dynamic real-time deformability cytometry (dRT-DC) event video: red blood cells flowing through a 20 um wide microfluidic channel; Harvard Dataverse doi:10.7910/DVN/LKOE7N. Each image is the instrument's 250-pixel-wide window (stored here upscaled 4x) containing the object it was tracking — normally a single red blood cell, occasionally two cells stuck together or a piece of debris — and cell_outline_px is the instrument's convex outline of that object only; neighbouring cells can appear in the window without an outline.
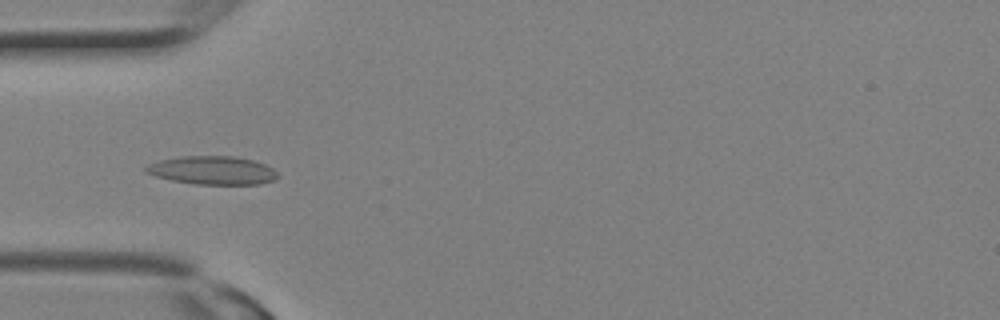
{"species": "Egyptian fruit bat (a non-hibernating species)", "species_latin": "Rousettus aegyptiacus", "temperature_condition": "room temperature", "stored_images_in_passage": 10, "camera_frame_rate_fps": 3000, "um_per_image_px": 0.085, "animal": {"sex": "female"}, "frame": {"image": 1, "passage_image": 7, "time_ms": 2.0, "image_size_px": [1000, 320], "cell_outline_px": [[280, 176], [276, 180], [260, 184], [196, 184], [172, 180], [156, 176], [144, 172], [144, 168], [148, 164], [160, 160], [180, 156], [232, 156], [252, 160], [264, 164], [272, 168]], "centroid_in_image_um": [18.06, 14.48], "position_along_channel_um": 66.9, "area_um2": 21.79}}
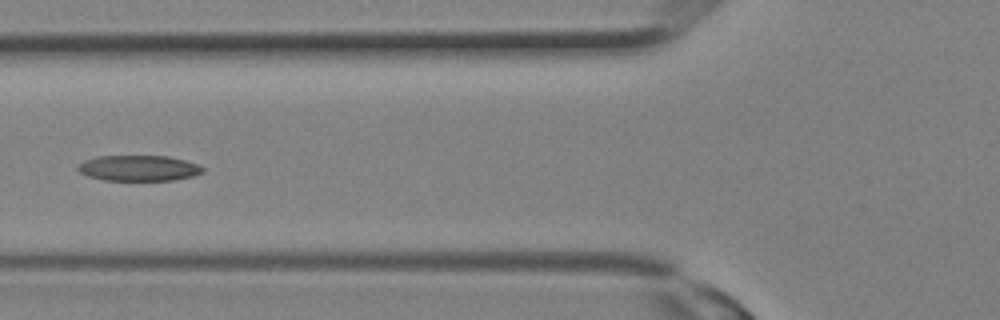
{"frame": {"image": 2, "passage_image": 9, "time_ms": 2.667, "image_size_px": [1000, 320], "cell_outline_px": [[204, 172], [192, 176], [172, 180], [104, 180], [88, 176], [80, 172], [76, 168], [84, 160], [96, 156], [168, 156], [200, 164], [204, 168]], "centroid_in_image_um": [11.8, 14.28], "position_along_channel_um": 114.0, "area_um2": 18.67}}